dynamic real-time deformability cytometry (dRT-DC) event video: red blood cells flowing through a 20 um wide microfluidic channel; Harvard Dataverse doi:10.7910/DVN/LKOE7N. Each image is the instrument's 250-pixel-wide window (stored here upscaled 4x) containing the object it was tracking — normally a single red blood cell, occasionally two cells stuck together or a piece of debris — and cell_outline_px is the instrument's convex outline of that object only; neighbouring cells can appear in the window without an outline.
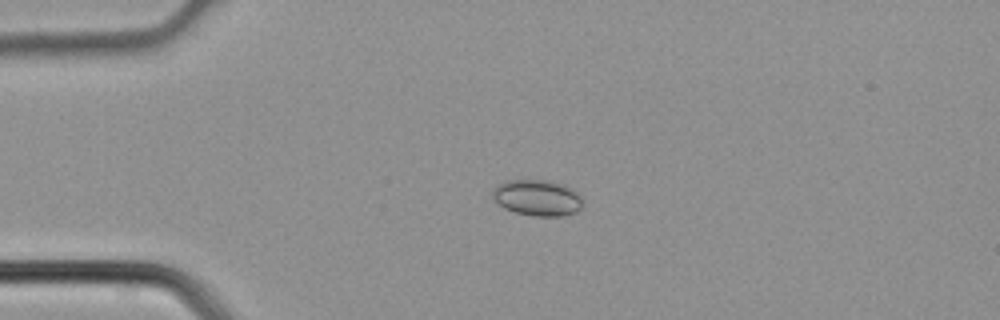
{"species": "common noctule bat (a hibernating species)", "species_latin": "Nyctalus noctula", "temperature_condition": "cold", "stored_images_in_passage": 4, "camera_frame_rate_fps": 3000, "um_per_image_px": 0.085, "animal": {"sex": "male", "body_mass_g": 21.5, "forearm_length_mm": 52.0}, "frame": {"image": 1, "passage_image": 3, "time_ms": 0.667, "image_size_px": [1000, 320], "cell_outline_px": [[580, 208], [576, 212], [560, 216], [536, 216], [516, 212], [504, 208], [492, 196], [492, 188], [496, 184], [504, 180], [548, 180], [564, 184], [572, 188], [580, 196]], "centroid_in_image_um": [45.63, 16.78], "position_along_channel_um": 39.4, "area_um2": 18.9}}